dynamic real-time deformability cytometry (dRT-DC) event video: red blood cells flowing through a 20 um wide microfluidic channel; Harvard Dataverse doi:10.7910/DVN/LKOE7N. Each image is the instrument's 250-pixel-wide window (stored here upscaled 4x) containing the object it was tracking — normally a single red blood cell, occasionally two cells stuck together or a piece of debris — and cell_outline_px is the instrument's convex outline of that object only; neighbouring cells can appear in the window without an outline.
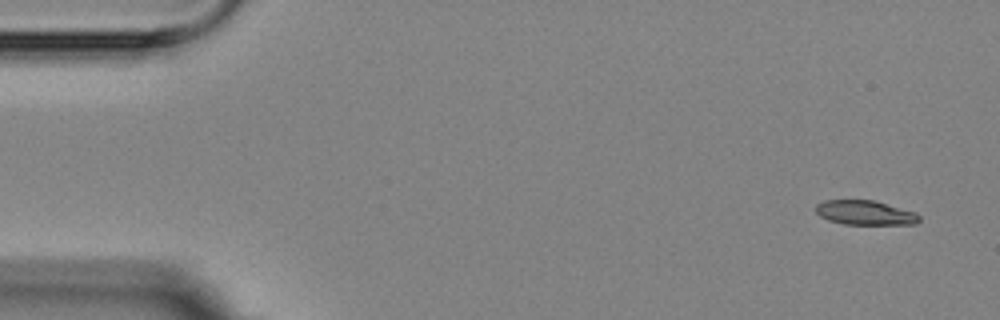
{"species": "Egyptian fruit bat (a non-hibernating species)", "species_latin": "Rousettus aegyptiacus", "temperature_condition": "room temperature", "stored_images_in_passage": 7, "camera_frame_rate_fps": 3000, "um_per_image_px": 0.085, "animal": {"sex": "female"}, "frame": {"image": 1, "passage_image": 1, "time_ms": 0.0, "image_size_px": [1000, 320], "cell_outline_px": [[920, 220], [916, 224], [844, 224], [828, 220], [820, 216], [816, 212], [816, 204], [824, 200], [876, 200], [916, 212], [920, 216]], "centroid_in_image_um": [73.55, 18.07], "position_along_channel_um": 11.4, "area_um2": 14.85}}
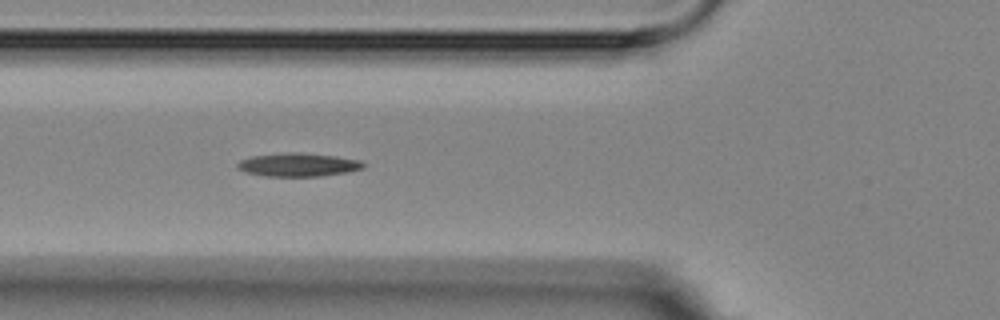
{"frame": {"image": 2, "passage_image": 6, "time_ms": 5.667, "image_size_px": [1000, 320], "cell_outline_px": [[364, 168], [348, 172], [320, 176], [264, 176], [244, 172], [236, 168], [236, 164], [240, 160], [252, 156], [288, 152], [300, 152], [336, 156], [360, 160], [364, 164]], "centroid_in_image_um": [25.32, 14.0], "position_along_channel_um": 100.5, "area_um2": 17.28}}
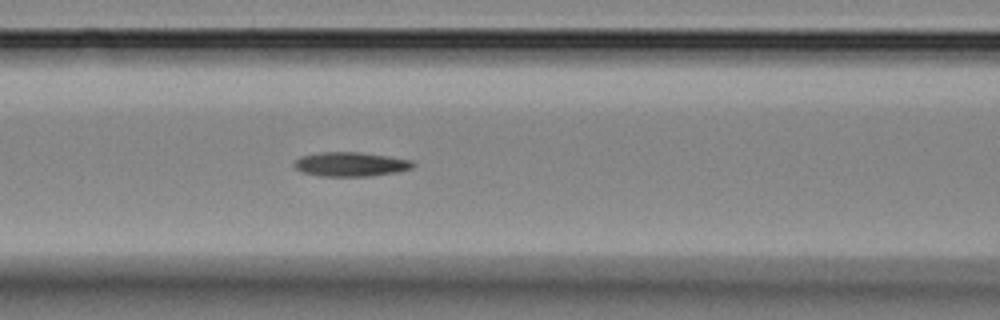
{"frame": {"image": 3, "passage_image": 7, "time_ms": 6.667, "image_size_px": [1000, 320], "cell_outline_px": [[416, 164], [412, 168], [396, 172], [368, 176], [320, 176], [300, 172], [292, 164], [300, 156], [320, 152], [360, 152], [388, 156], [412, 160]], "centroid_in_image_um": [29.78, 13.96], "position_along_channel_um": 136.8, "area_um2": 16.88}}